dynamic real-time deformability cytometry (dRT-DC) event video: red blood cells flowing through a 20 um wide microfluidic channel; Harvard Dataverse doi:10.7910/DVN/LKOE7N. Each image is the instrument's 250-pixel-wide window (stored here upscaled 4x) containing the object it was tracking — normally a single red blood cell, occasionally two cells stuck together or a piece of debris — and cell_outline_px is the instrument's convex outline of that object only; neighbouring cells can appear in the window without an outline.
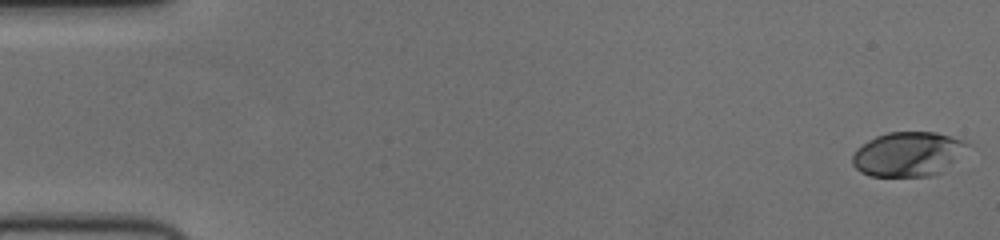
{"species": "human", "species_latin": "Homo sapiens", "temperature_condition": "cold", "stored_images_in_passage": 56, "camera_frame_rate_fps": 3000, "um_per_image_px": 0.085, "donor": {"sex": "female"}, "frame": {"image": 1, "passage_image": 1, "time_ms": 0.0, "image_size_px": [1000, 240], "cell_outline_px": [[972, 144], [940, 172], [932, 176], [868, 176], [860, 172], [852, 164], [852, 156], [856, 148], [868, 140], [876, 136], [888, 132], [936, 132]], "centroid_in_image_um": [77.12, 13.1], "position_along_channel_um": 7.9, "area_um2": 29.59}}
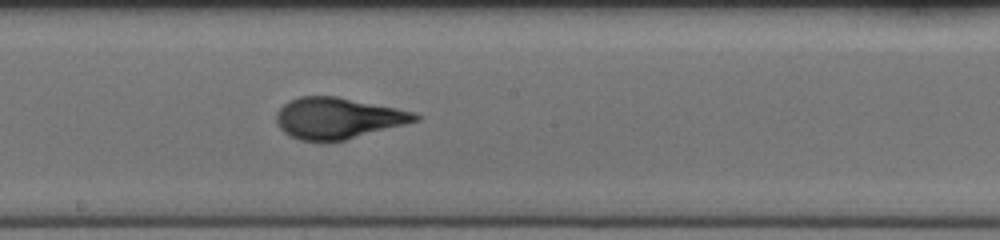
{"frame": {"image": 2, "passage_image": 31, "time_ms": 10.0, "image_size_px": [1000, 240], "cell_outline_px": [[420, 120], [344, 140], [324, 144], [300, 140], [284, 132], [276, 124], [276, 112], [288, 100], [300, 96], [336, 96], [396, 108], [412, 112], [420, 116]], "centroid_in_image_um": [28.65, 10.06], "position_along_channel_um": 219.5, "area_um2": 33.47}}
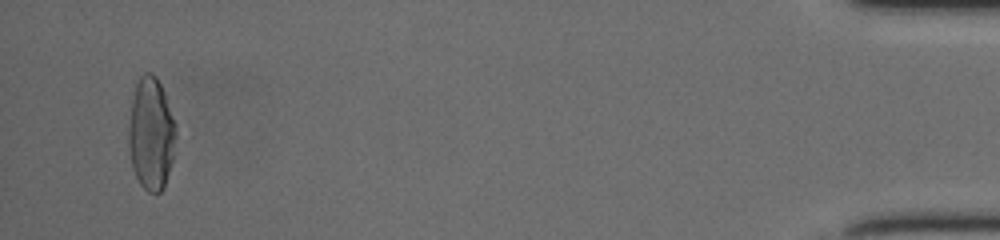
{"frame": {"image": 3, "passage_image": 54, "time_ms": 17.667, "image_size_px": [1000, 240], "cell_outline_px": [[176, 136], [172, 160], [164, 188], [160, 192], [148, 192], [140, 184], [132, 168], [128, 152], [128, 124], [132, 100], [136, 84], [140, 76], [144, 72], [152, 72], [156, 76], [164, 92], [176, 124]], "centroid_in_image_um": [12.83, 11.37], "position_along_channel_um": 422.4, "area_um2": 31.27}, "authors_computed_cell_mechanics": {"area_um2": 31.5588, "velocity_mm_per_s": 3.7326, "shape_relaxation_time_tau1_ms": 7.0545, "shape_relaxation_time_tau2_ms": null, "deformation_change_tau1": 0.2575, "deformation_change_tau2": null}}